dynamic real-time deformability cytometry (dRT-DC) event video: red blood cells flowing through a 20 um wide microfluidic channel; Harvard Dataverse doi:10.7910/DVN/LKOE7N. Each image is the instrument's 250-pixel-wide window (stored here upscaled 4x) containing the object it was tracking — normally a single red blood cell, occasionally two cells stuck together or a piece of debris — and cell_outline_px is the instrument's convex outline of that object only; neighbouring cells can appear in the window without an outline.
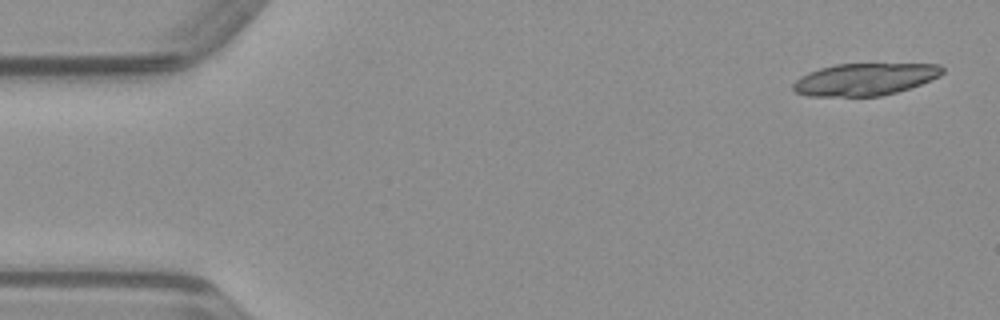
{"species": "common noctule bat (a hibernating species)", "species_latin": "Nyctalus noctula", "temperature_condition": "warm", "stored_images_in_passage": 16, "camera_frame_rate_fps": 3000, "um_per_image_px": 0.085, "animal": {"sex": "male", "body_mass_g": 23.1, "forearm_length_mm": 52.7}, "frame": {"image": 1, "passage_image": 2, "time_ms": 0.333, "image_size_px": [1000, 320], "cell_outline_px": [[944, 72], [940, 76], [920, 84], [896, 92], [880, 96], [808, 96], [796, 92], [792, 88], [792, 84], [800, 76], [808, 72], [820, 68], [836, 64], [940, 64], [944, 68]], "centroid_in_image_um": [73.5, 6.74], "position_along_channel_um": 11.5, "area_um2": 27.92}}